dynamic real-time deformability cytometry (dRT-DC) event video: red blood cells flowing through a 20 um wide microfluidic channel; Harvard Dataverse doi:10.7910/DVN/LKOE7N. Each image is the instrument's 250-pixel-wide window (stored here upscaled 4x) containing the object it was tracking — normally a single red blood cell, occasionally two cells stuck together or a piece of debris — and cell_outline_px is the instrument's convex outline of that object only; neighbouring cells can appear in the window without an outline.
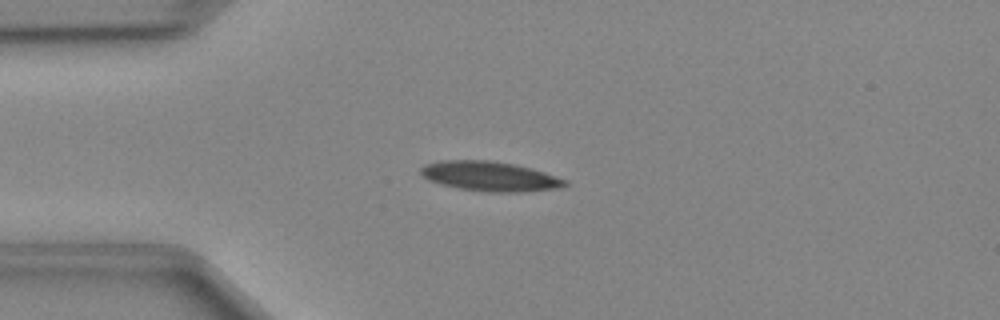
{"species": "Egyptian fruit bat (a non-hibernating species)", "species_latin": "Rousettus aegyptiacus", "temperature_condition": "cold", "stored_images_in_passage": 43, "camera_frame_rate_fps": 3000, "um_per_image_px": 0.085, "animal": {"sex": "female"}, "frame": {"image": 1, "passage_image": 11, "time_ms": 3.333, "image_size_px": [1000, 320], "cell_outline_px": [[568, 184], [560, 188], [520, 192], [488, 192], [460, 188], [440, 184], [428, 180], [420, 172], [420, 168], [424, 164], [440, 160], [492, 160], [516, 164], [532, 168], [568, 180]], "centroid_in_image_um": [41.65, 14.97], "position_along_channel_um": 43.3, "area_um2": 25.14}}
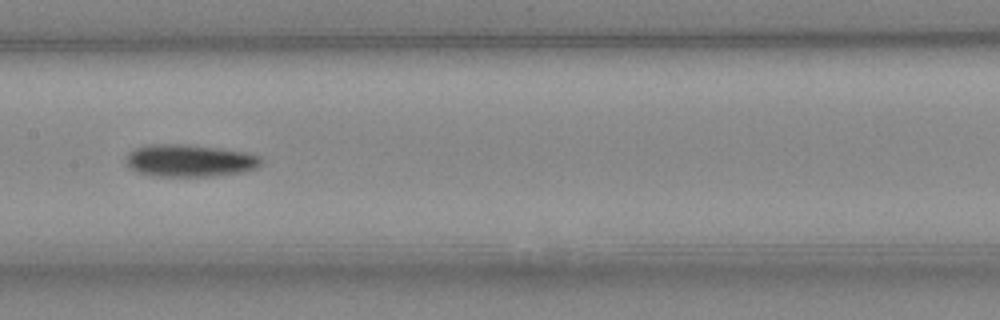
{"frame": {"image": 2, "passage_image": 23, "time_ms": 7.333, "image_size_px": [1000, 320], "cell_outline_px": [[264, 160], [256, 168], [244, 172], [208, 176], [152, 176], [136, 172], [128, 168], [124, 156], [128, 152], [136, 148], [148, 144], [184, 144], [220, 148], [248, 152], [260, 156]], "centroid_in_image_um": [16.09, 13.65], "position_along_channel_um": 191.3, "area_um2": 25.84}}
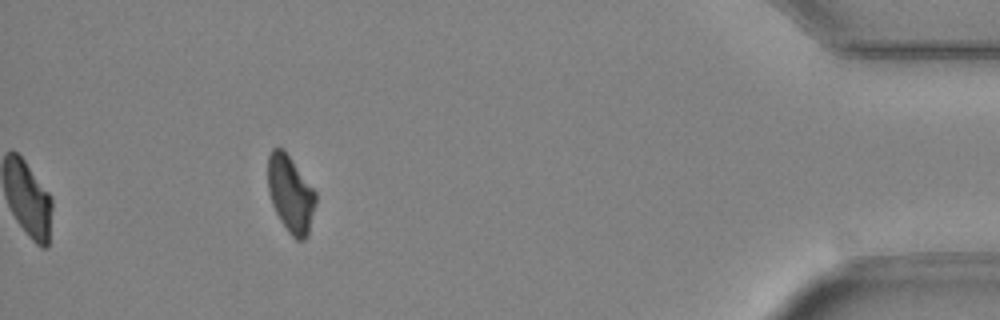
{"frame": {"image": 3, "passage_image": 43, "time_ms": 14.0, "image_size_px": [1000, 320], "cell_outline_px": [[316, 204], [308, 236], [304, 240], [296, 240], [288, 232], [280, 220], [272, 204], [268, 192], [268, 156], [272, 148], [284, 148], [316, 192]], "centroid_in_image_um": [24.7, 16.49], "position_along_channel_um": 410.5, "area_um2": 21.62}}